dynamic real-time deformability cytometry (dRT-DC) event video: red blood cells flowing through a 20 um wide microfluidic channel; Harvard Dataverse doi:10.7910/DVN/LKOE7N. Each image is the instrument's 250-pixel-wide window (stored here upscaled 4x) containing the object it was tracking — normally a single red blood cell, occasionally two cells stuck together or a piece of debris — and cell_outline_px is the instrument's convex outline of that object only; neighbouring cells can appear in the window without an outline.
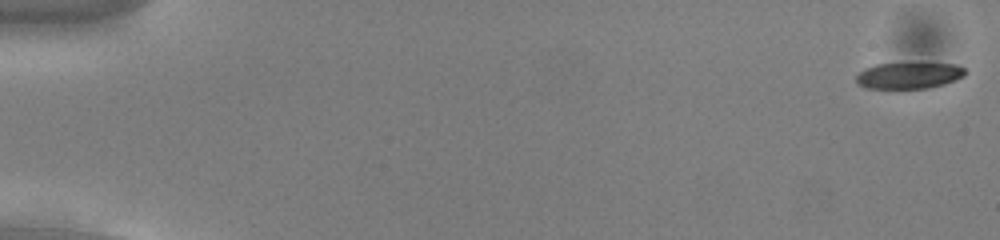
{"species": "common noctule bat (a hibernating species)", "species_latin": "Nyctalus noctula", "temperature_condition": "cold", "stored_images_in_passage": 55, "camera_frame_rate_fps": 3000, "um_per_image_px": 0.085, "animal": {"sex": "male", "body_mass_g": 13.0, "forearm_length_mm": 53.1}, "frame": {"image": 1, "passage_image": 1, "time_ms": 0.0, "image_size_px": [1000, 240], "cell_outline_px": [[968, 72], [964, 76], [956, 80], [944, 84], [928, 88], [892, 92], [884, 92], [864, 88], [856, 84], [856, 76], [864, 68], [876, 64], [956, 64], [964, 68]], "centroid_in_image_um": [77.17, 6.5], "position_along_channel_um": 7.8, "area_um2": 17.69}}
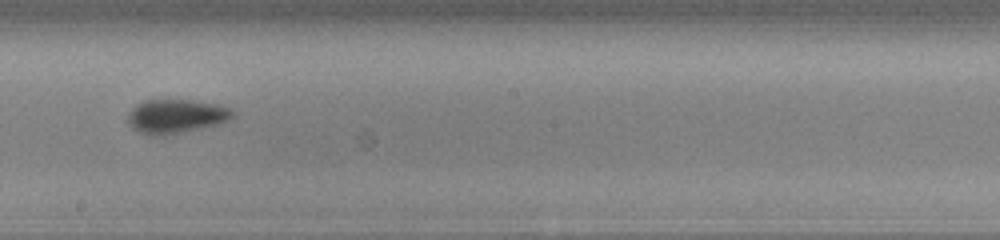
{"frame": {"image": 2, "passage_image": 32, "time_ms": 10.333, "image_size_px": [1000, 240], "cell_outline_px": [[236, 116], [228, 120], [216, 124], [200, 128], [164, 136], [152, 136], [140, 132], [132, 128], [128, 124], [128, 112], [136, 104], [144, 100], [192, 100], [216, 104], [232, 108], [236, 112]], "centroid_in_image_um": [14.96, 9.88], "position_along_channel_um": 233.2, "area_um2": 20.92}}
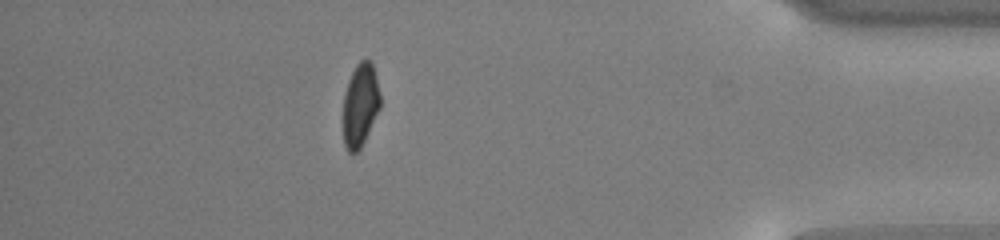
{"frame": {"image": 3, "passage_image": 49, "time_ms": 16.0, "image_size_px": [1000, 240], "cell_outline_px": [[380, 108], [360, 148], [356, 152], [348, 152], [344, 144], [344, 92], [348, 80], [356, 64], [360, 60], [368, 60], [372, 64], [376, 76], [380, 92]], "centroid_in_image_um": [30.62, 8.9], "position_along_channel_um": 404.6, "area_um2": 17.74}}